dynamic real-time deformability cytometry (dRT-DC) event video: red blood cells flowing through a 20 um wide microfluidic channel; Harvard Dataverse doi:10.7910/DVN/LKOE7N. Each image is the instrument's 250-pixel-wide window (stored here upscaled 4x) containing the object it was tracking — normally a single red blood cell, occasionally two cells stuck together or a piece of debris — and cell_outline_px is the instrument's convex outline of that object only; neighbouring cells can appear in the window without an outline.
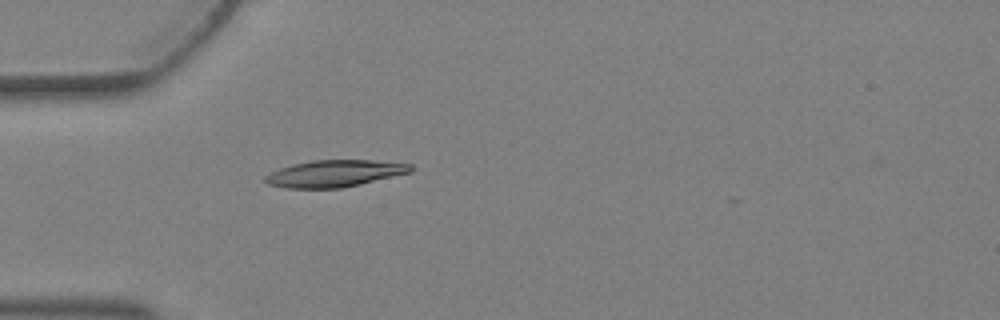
{"species": "Egyptian fruit bat (a non-hibernating species)", "species_latin": "Rousettus aegyptiacus", "temperature_condition": "warm", "stored_images_in_passage": 4, "camera_frame_rate_fps": 3000, "um_per_image_px": 0.085, "animal": {"sex": "female"}, "frame": {"image": 1, "passage_image": 4, "time_ms": 1.0, "image_size_px": [1000, 320], "cell_outline_px": [[412, 172], [360, 184], [340, 188], [284, 188], [268, 184], [264, 180], [264, 176], [280, 168], [292, 164], [312, 160], [372, 160], [412, 164]], "centroid_in_image_um": [28.43, 14.74], "position_along_channel_um": 56.6, "area_um2": 22.72}}